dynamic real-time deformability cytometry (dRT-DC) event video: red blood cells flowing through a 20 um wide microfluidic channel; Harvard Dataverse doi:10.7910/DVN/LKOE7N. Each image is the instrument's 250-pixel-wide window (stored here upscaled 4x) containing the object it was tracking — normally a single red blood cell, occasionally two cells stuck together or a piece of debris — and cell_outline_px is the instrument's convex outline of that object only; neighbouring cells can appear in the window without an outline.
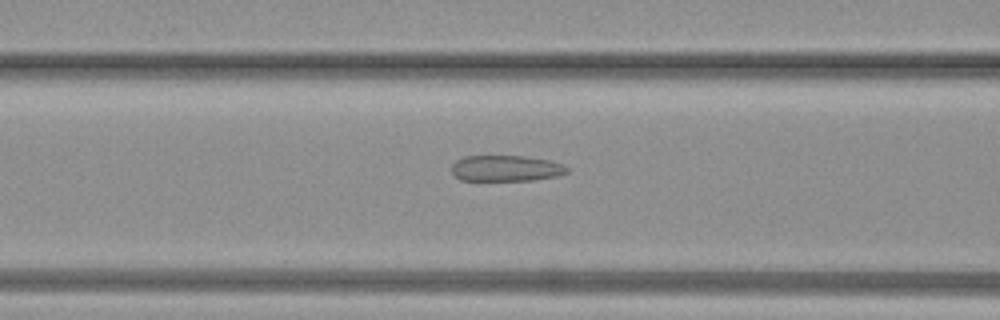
{"species": "common noctule bat (a hibernating species)", "species_latin": "Nyctalus noctula", "temperature_condition": "warm", "stored_images_in_passage": 14, "camera_frame_rate_fps": 3000, "um_per_image_px": 0.085, "animal": {"sex": "female", "body_mass_g": 19.3, "forearm_length_mm": 54.1}, "frame": {"image": 1, "passage_image": 10, "time_ms": 3.0, "image_size_px": [1000, 320], "cell_outline_px": [[568, 172], [556, 176], [532, 180], [460, 180], [452, 172], [452, 164], [456, 160], [464, 156], [524, 156], [548, 160], [560, 164], [568, 168]], "centroid_in_image_um": [42.97, 14.3], "position_along_channel_um": 123.6, "area_um2": 17.28}}
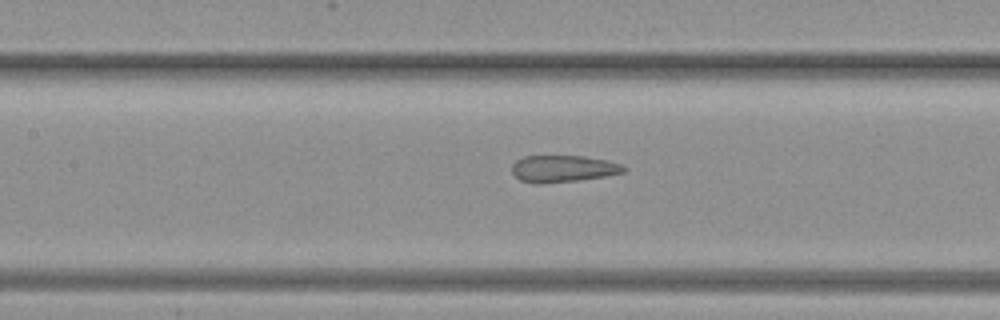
{"frame": {"image": 2, "passage_image": 12, "time_ms": 3.667, "image_size_px": [1000, 320], "cell_outline_px": [[628, 168], [624, 172], [604, 176], [576, 180], [544, 184], [536, 184], [520, 180], [512, 172], [512, 164], [516, 160], [524, 156], [584, 156], [604, 160], [620, 164]], "centroid_in_image_um": [47.82, 14.34], "position_along_channel_um": 159.6, "area_um2": 17.4}}